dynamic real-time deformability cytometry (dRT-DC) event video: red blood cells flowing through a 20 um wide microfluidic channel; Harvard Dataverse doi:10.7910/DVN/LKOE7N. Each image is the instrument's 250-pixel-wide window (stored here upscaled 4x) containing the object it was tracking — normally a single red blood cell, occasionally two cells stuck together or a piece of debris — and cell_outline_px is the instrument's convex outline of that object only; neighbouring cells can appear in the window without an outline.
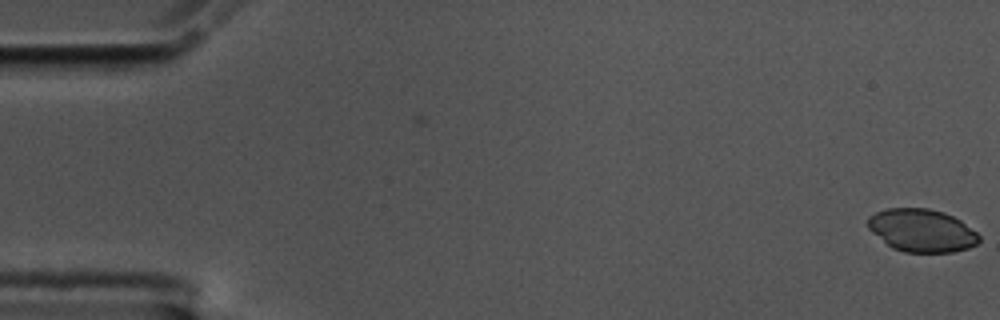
{"species": "common noctule bat (a hibernating species)", "species_latin": "Nyctalus noctula", "temperature_condition": "cold", "stored_images_in_passage": 6, "camera_frame_rate_fps": 3000, "um_per_image_px": 0.085, "animal": {"sex": "male", "body_mass_g": 17.5, "forearm_length_mm": 52.3}, "frame": {"image": 1, "passage_image": 6, "time_ms": 1.667, "image_size_px": [1000, 320], "cell_outline_px": [[980, 240], [976, 244], [968, 248], [952, 252], [904, 252], [892, 248], [872, 232], [868, 228], [868, 216], [876, 212], [888, 208], [928, 208], [944, 212], [960, 220], [976, 232], [980, 236]], "centroid_in_image_um": [78.34, 19.58], "position_along_channel_um": 6.7, "area_um2": 27.69}}